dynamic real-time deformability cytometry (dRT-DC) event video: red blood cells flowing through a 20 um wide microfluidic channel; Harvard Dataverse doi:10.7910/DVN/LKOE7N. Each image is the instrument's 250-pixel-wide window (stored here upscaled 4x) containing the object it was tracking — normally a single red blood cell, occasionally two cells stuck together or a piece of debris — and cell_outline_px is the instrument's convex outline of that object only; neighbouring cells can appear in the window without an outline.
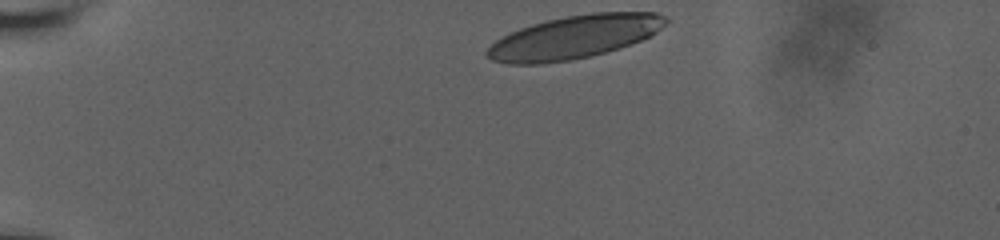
{"species": "human", "species_latin": "Homo sapiens", "temperature_condition": "room temperature", "stored_images_in_passage": 36, "camera_frame_rate_fps": 3000, "um_per_image_px": 0.085, "donor": {"sex": "male"}, "frame": {"image": 1, "passage_image": 1, "time_ms": 0.0, "image_size_px": [1000, 240], "cell_outline_px": [[668, 20], [656, 32], [640, 40], [604, 52], [588, 56], [568, 60], [540, 64], [508, 64], [492, 60], [484, 56], [484, 52], [496, 40], [520, 28], [532, 24], [548, 20], [568, 16], [592, 12], [656, 12], [668, 16]], "centroid_in_image_um": [48.79, 3.14], "position_along_channel_um": 36.2, "area_um2": 44.39}}
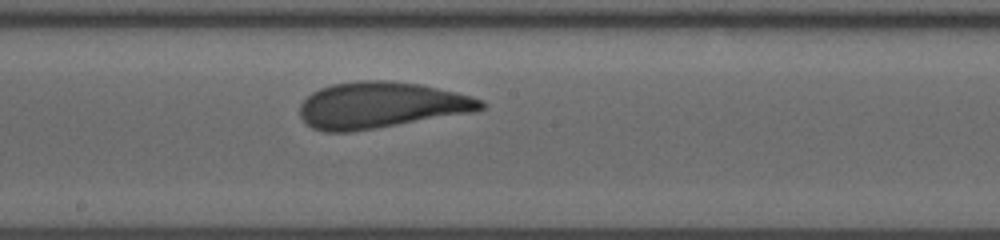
{"frame": {"image": 2, "passage_image": 21, "time_ms": 6.667, "image_size_px": [1000, 240], "cell_outline_px": [[488, 104], [484, 108], [472, 112], [352, 132], [324, 132], [312, 128], [300, 116], [300, 104], [312, 92], [320, 88], [332, 84], [360, 80], [388, 80], [420, 84], [456, 92], [472, 96], [484, 100]], "centroid_in_image_um": [32.38, 8.93], "position_along_channel_um": 215.8, "area_um2": 48.84}}
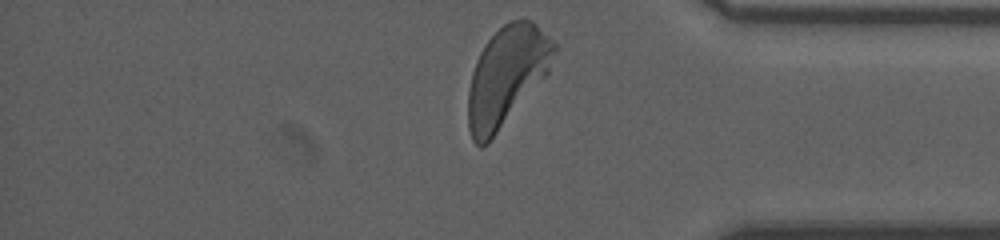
{"frame": {"image": 3, "passage_image": 36, "time_ms": 11.667, "image_size_px": [1000, 240], "cell_outline_px": [[556, 52], [548, 72], [488, 144], [480, 148], [472, 140], [468, 128], [468, 88], [472, 72], [476, 60], [484, 44], [508, 20], [532, 20], [556, 44]], "centroid_in_image_um": [43.04, 6.48], "position_along_channel_um": 392.2, "area_um2": 49.25}, "authors_computed_cell_mechanics": {"area_um2": 47.8006, "velocity_mm_per_s": 3.7793, "shape_relaxation_time_tau1_ms": 2.6801, "shape_relaxation_time_tau2_ms": 1.1805, "deformation_change_tau1": 0.1523, "deformation_change_tau2": 0.0989}}